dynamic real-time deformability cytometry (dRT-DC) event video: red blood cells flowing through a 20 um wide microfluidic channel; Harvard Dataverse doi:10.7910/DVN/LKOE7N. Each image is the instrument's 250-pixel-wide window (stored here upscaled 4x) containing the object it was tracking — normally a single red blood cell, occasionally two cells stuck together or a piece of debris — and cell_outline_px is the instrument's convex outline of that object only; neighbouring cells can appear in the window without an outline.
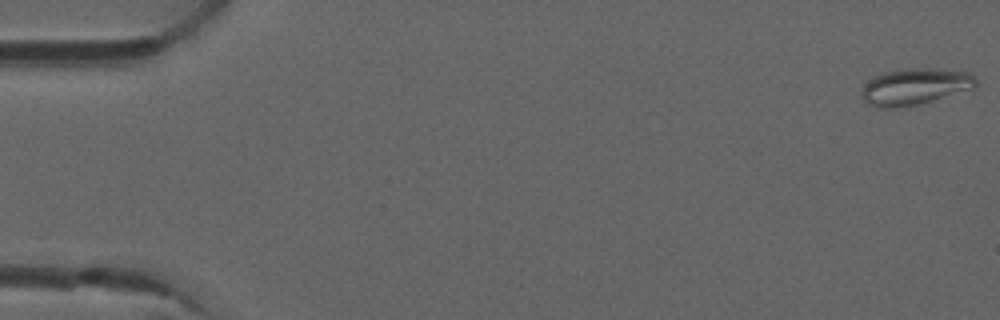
{"species": "common noctule bat (a hibernating species)", "species_latin": "Nyctalus noctula", "temperature_condition": "room temperature", "stored_images_in_passage": 7, "camera_frame_rate_fps": 3000, "um_per_image_px": 0.085, "animal": {"sex": "male", "forearm_length_mm": 52.5}, "frame": {"image": 1, "passage_image": 1, "time_ms": 0.0, "image_size_px": [1000, 320], "cell_outline_px": [[976, 84], [972, 88], [932, 100], [916, 104], [896, 108], [876, 108], [868, 104], [860, 96], [860, 88], [872, 76], [884, 72], [904, 68], [928, 68], [968, 72], [976, 76]], "centroid_in_image_um": [77.67, 7.35], "position_along_channel_um": 7.3, "area_um2": 24.33}}